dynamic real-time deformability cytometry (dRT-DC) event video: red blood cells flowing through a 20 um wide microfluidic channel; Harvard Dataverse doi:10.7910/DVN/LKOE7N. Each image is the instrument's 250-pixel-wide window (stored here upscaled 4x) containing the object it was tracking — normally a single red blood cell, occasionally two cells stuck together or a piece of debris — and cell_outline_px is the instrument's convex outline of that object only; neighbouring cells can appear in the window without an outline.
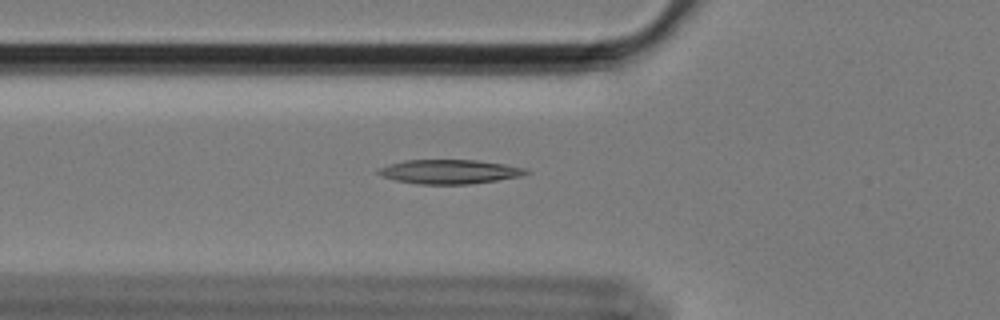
{"species": "Egyptian fruit bat (a non-hibernating species)", "species_latin": "Rousettus aegyptiacus", "temperature_condition": "cold", "stored_images_in_passage": 58, "camera_frame_rate_fps": 3000, "um_per_image_px": 0.085, "animal": {"sex": "female"}, "frame": {"image": 1, "passage_image": 20, "time_ms": 6.333, "image_size_px": [1000, 320], "cell_outline_px": [[532, 172], [520, 176], [496, 180], [468, 184], [420, 184], [396, 180], [384, 176], [376, 172], [376, 168], [388, 164], [404, 160], [476, 160], [504, 164], [524, 168]], "centroid_in_image_um": [38.18, 14.58], "position_along_channel_um": 87.6, "area_um2": 20.69}}
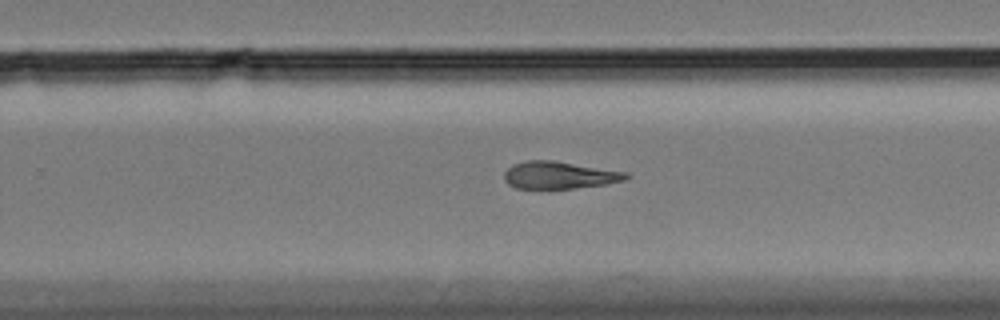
{"frame": {"image": 2, "passage_image": 37, "time_ms": 12.0, "image_size_px": [1000, 320], "cell_outline_px": [[632, 176], [624, 180], [604, 184], [576, 188], [516, 188], [508, 184], [504, 180], [504, 172], [512, 164], [528, 160], [552, 160], [628, 172]], "centroid_in_image_um": [47.54, 14.88], "position_along_channel_um": 282.3, "area_um2": 19.36}}
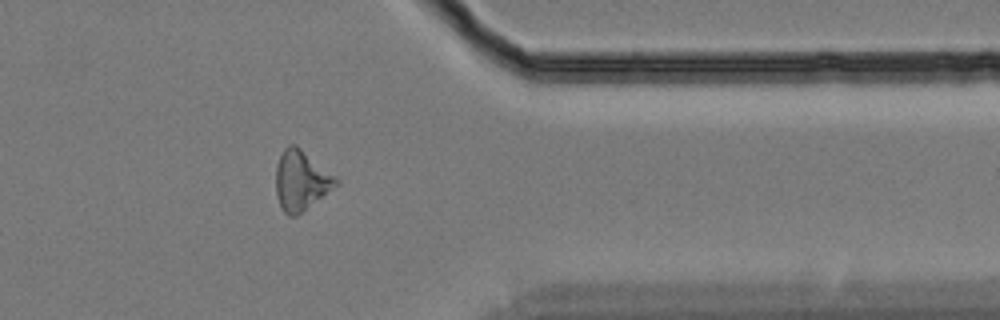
{"frame": {"image": 3, "passage_image": 47, "time_ms": 15.333, "image_size_px": [1000, 320], "cell_outline_px": [[340, 184], [296, 216], [288, 216], [284, 212], [276, 196], [276, 164], [284, 148], [288, 144], [296, 144], [336, 176], [340, 180]], "centroid_in_image_um": [25.6, 15.33], "position_along_channel_um": 385.8, "area_um2": 21.1}}